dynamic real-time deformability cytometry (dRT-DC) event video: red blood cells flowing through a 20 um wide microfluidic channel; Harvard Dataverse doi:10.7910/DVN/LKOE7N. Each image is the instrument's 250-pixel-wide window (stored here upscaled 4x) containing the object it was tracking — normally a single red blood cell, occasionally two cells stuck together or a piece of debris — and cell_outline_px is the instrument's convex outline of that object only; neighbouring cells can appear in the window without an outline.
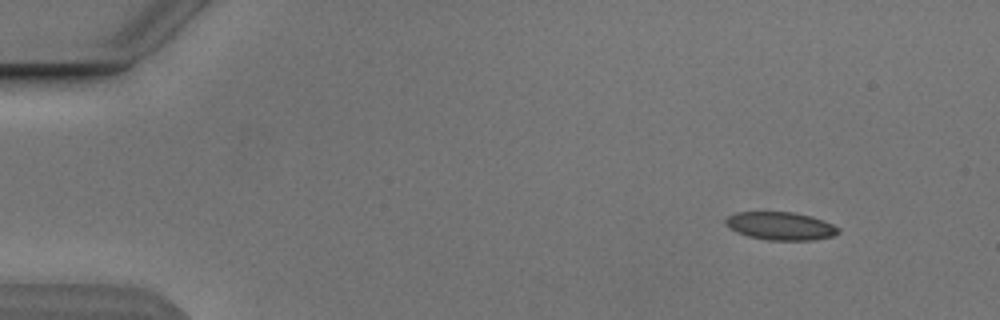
{"species": "Egyptian fruit bat (a non-hibernating species)", "species_latin": "Rousettus aegyptiacus", "temperature_condition": "cold", "stored_images_in_passage": 5, "segment_of_instrument_passage": [1, 2], "camera_frame_rate_fps": 3000, "um_per_image_px": 0.085, "animal": {"sex": "male"}, "frame": {"image": 1, "passage_image": 1, "time_ms": 0.0, "image_size_px": [1000, 320], "cell_outline_px": [[840, 232], [832, 236], [816, 240], [768, 240], [748, 236], [736, 232], [724, 224], [724, 220], [728, 216], [736, 212], [792, 212], [812, 216], [824, 220], [840, 228]], "centroid_in_image_um": [66.35, 19.21], "position_along_channel_um": 18.6, "area_um2": 18.55}}